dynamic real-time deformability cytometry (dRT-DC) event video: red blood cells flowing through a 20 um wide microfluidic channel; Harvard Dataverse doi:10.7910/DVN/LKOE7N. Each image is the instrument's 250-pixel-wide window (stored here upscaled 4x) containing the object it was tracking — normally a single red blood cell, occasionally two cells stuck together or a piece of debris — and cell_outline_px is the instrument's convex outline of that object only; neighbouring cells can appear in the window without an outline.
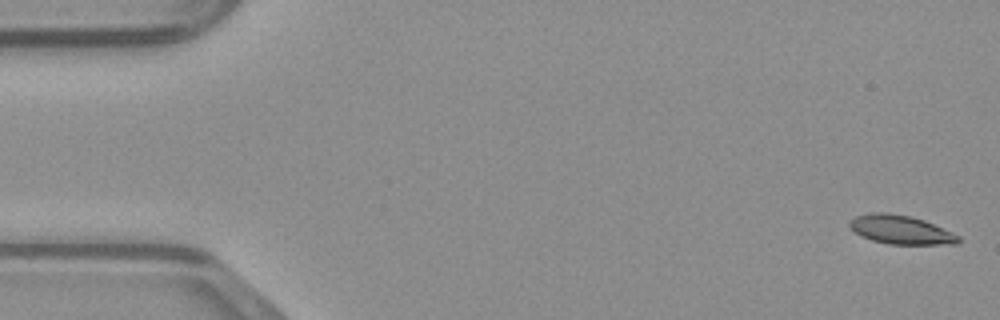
{"species": "common noctule bat (a hibernating species)", "species_latin": "Nyctalus noctula", "temperature_condition": "warm", "stored_images_in_passage": 13, "camera_frame_rate_fps": 3000, "um_per_image_px": 0.085, "animal": {"sex": "male", "body_mass_g": 23.1, "forearm_length_mm": 52.7}, "frame": {"image": 1, "passage_image": 1, "time_ms": 0.0, "image_size_px": [1000, 320], "cell_outline_px": [[960, 240], [956, 244], [888, 244], [872, 240], [856, 232], [848, 224], [848, 220], [856, 216], [872, 212], [888, 212], [912, 216], [924, 220], [952, 232], [960, 236]], "centroid_in_image_um": [76.57, 19.51], "position_along_channel_um": 8.4, "area_um2": 18.21}}